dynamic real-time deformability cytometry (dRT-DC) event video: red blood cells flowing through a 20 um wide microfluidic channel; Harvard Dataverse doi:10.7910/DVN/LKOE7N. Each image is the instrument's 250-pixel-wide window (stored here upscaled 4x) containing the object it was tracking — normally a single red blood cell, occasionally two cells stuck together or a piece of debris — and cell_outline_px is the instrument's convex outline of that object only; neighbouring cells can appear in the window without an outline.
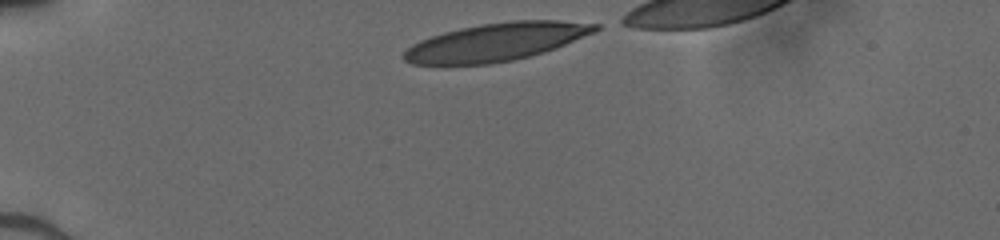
{"species": "human", "species_latin": "Homo sapiens", "temperature_condition": "cold", "stored_images_in_passage": 31, "camera_frame_rate_fps": 3000, "um_per_image_px": 0.085, "donor": {"sex": "male"}, "frame": {"image": 1, "passage_image": 1, "time_ms": 0.0, "image_size_px": [1000, 240], "cell_outline_px": [[600, 28], [596, 32], [544, 52], [512, 60], [488, 64], [412, 64], [404, 60], [404, 52], [412, 44], [420, 40], [444, 32], [460, 28], [480, 24], [512, 20], [560, 20], [600, 24]], "centroid_in_image_um": [42.21, 3.55], "position_along_channel_um": 42.8, "area_um2": 42.02}}
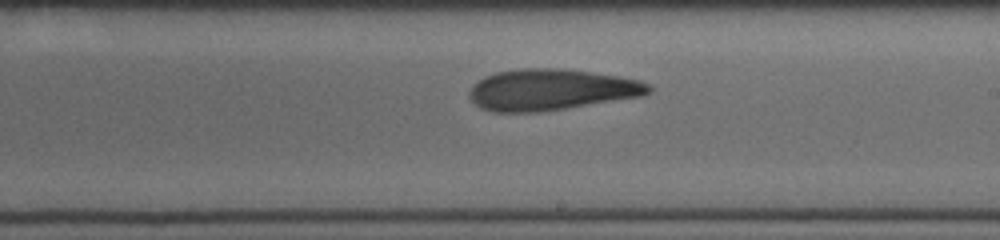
{"frame": {"image": 2, "passage_image": 19, "time_ms": 6.0, "image_size_px": [1000, 240], "cell_outline_px": [[652, 92], [644, 96], [540, 112], [492, 112], [480, 108], [468, 96], [468, 92], [472, 84], [484, 76], [496, 72], [524, 68], [560, 68], [592, 72], [620, 76], [640, 80], [652, 84]], "centroid_in_image_um": [46.86, 7.62], "position_along_channel_um": 242.1, "area_um2": 43.52}}
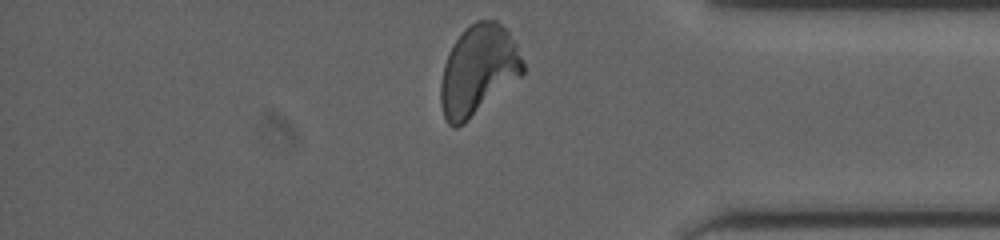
{"frame": {"image": 3, "passage_image": 31, "time_ms": 10.0, "image_size_px": [1000, 240], "cell_outline_px": [[524, 72], [520, 76], [464, 124], [456, 128], [448, 124], [444, 116], [440, 104], [440, 84], [444, 64], [448, 52], [464, 28], [476, 20], [496, 20], [508, 32], [516, 44], [524, 64]], "centroid_in_image_um": [40.62, 5.97], "position_along_channel_um": 394.6, "area_um2": 42.83}}